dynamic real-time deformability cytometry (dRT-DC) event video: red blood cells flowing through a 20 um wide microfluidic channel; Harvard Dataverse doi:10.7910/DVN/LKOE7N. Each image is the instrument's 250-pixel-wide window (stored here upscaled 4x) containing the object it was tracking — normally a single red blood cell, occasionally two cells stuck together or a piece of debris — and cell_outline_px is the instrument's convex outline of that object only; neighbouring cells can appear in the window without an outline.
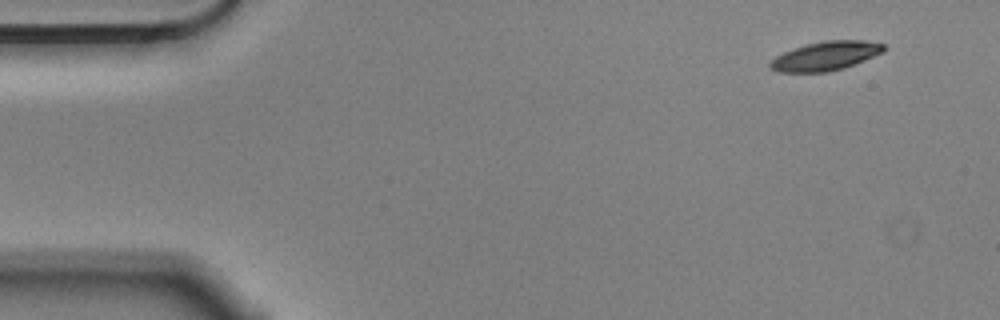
{"species": "Egyptian fruit bat (a non-hibernating species)", "species_latin": "Rousettus aegyptiacus", "temperature_condition": "cold", "stored_images_in_passage": 3, "camera_frame_rate_fps": 3000, "um_per_image_px": 0.085, "animal": {"sex": "male"}, "frame": {"image": 1, "passage_image": 1, "time_ms": 0.0, "image_size_px": [1000, 320], "cell_outline_px": [[884, 52], [844, 68], [828, 72], [780, 72], [768, 68], [768, 64], [776, 56], [784, 52], [804, 44], [824, 40], [864, 40], [884, 44]], "centroid_in_image_um": [70.16, 4.75], "position_along_channel_um": 14.8, "area_um2": 19.25}}